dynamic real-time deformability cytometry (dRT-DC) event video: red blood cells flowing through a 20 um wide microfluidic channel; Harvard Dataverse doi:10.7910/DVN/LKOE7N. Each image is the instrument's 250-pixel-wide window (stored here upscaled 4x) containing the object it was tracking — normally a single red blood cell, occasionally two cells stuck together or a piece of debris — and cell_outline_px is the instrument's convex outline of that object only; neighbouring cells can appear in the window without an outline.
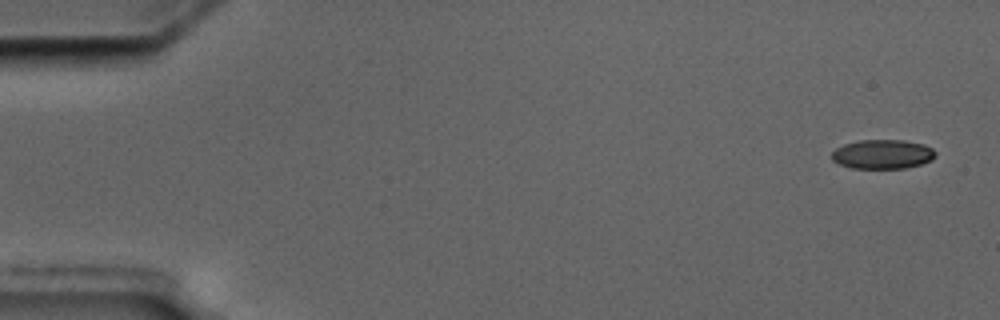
{"species": "common noctule bat (a hibernating species)", "species_latin": "Nyctalus noctula", "temperature_condition": "cold", "stored_images_in_passage": 6, "camera_frame_rate_fps": 3000, "um_per_image_px": 0.085, "animal": {"sex": "male", "body_mass_g": 17.5, "forearm_length_mm": 52.3}, "frame": {"image": 1, "passage_image": 1, "time_ms": 0.0, "image_size_px": [1000, 320], "cell_outline_px": [[936, 156], [932, 160], [920, 164], [904, 168], [852, 168], [840, 164], [832, 160], [832, 152], [836, 148], [844, 144], [860, 140], [904, 140], [924, 144], [932, 148], [936, 152]], "centroid_in_image_um": [75.04, 13.1], "position_along_channel_um": 10.0, "area_um2": 17.69}}
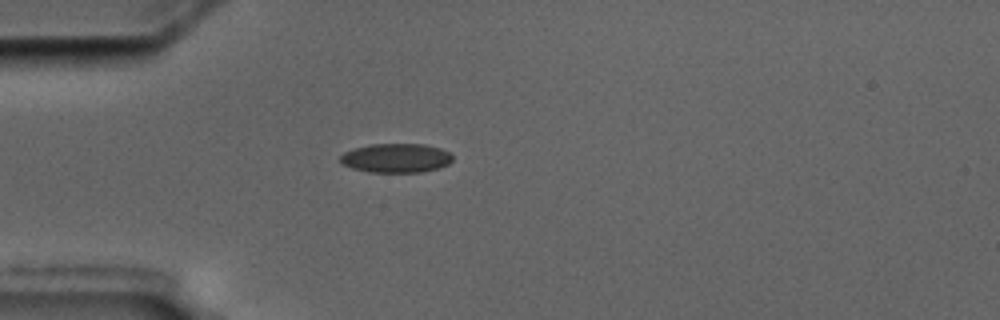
{"frame": {"image": 2, "passage_image": 5, "time_ms": 4.667, "image_size_px": [1000, 320], "cell_outline_px": [[452, 160], [448, 164], [440, 168], [420, 172], [368, 172], [352, 168], [344, 164], [340, 160], [340, 156], [344, 152], [356, 148], [372, 144], [424, 144], [440, 148], [448, 152], [452, 156]], "centroid_in_image_um": [33.68, 13.44], "position_along_channel_um": 51.3, "area_um2": 18.96}}